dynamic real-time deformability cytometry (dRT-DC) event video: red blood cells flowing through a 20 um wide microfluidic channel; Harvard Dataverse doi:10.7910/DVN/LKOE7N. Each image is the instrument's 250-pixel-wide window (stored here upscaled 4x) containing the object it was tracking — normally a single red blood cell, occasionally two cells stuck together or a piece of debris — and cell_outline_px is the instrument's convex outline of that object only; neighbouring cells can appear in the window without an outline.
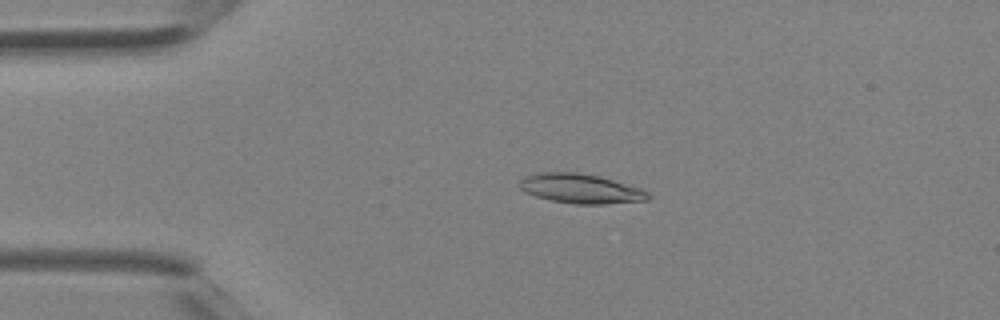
{"species": "Egyptian fruit bat (a non-hibernating species)", "species_latin": "Rousettus aegyptiacus", "temperature_condition": "room temperature", "stored_images_in_passage": 3, "camera_frame_rate_fps": 3000, "um_per_image_px": 0.085, "animal": {"sex": "female"}, "frame": {"image": 1, "passage_image": 2, "time_ms": 0.333, "image_size_px": [1000, 320], "cell_outline_px": [[652, 196], [648, 200], [604, 204], [576, 204], [552, 200], [536, 196], [524, 192], [520, 188], [520, 180], [524, 176], [536, 172], [576, 172], [600, 176], [644, 188]], "centroid_in_image_um": [49.4, 16.02], "position_along_channel_um": 35.6, "area_um2": 22.37}}
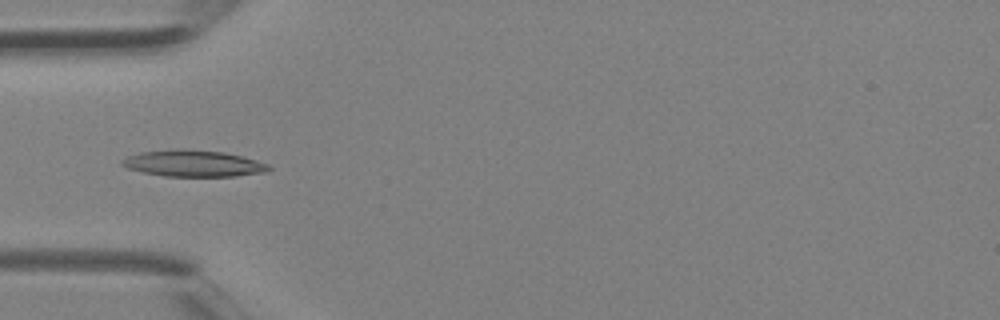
{"frame": {"image": 2, "passage_image": 3, "time_ms": 0.667, "image_size_px": [1000, 320], "cell_outline_px": [[272, 168], [268, 172], [236, 176], [164, 176], [144, 172], [128, 168], [120, 164], [120, 160], [128, 156], [140, 152], [180, 148], [224, 152], [256, 160], [268, 164]], "centroid_in_image_um": [16.44, 13.89], "position_along_channel_um": 68.6, "area_um2": 22.66}}